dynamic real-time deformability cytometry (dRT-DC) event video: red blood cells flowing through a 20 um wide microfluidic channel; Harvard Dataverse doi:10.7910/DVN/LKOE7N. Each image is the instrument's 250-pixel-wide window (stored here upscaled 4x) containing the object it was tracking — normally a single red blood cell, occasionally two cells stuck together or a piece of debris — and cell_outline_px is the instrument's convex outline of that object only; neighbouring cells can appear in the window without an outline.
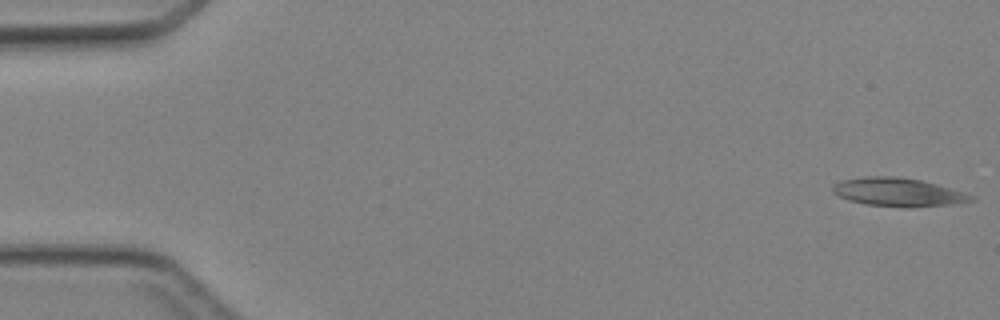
{"species": "Egyptian fruit bat (a non-hibernating species)", "species_latin": "Rousettus aegyptiacus", "temperature_condition": "cold", "stored_images_in_passage": 46, "camera_frame_rate_fps": 3000, "um_per_image_px": 0.085, "animal": {"sex": "female"}, "frame": {"image": 1, "passage_image": 1, "time_ms": 0.0, "image_size_px": [1000, 320], "cell_outline_px": [[976, 200], [952, 204], [912, 208], [904, 208], [864, 204], [848, 200], [832, 192], [832, 184], [840, 180], [868, 176], [896, 176], [920, 180], [936, 184], [964, 192], [972, 196]], "centroid_in_image_um": [76.31, 16.34], "position_along_channel_um": 8.7, "area_um2": 23.12}}
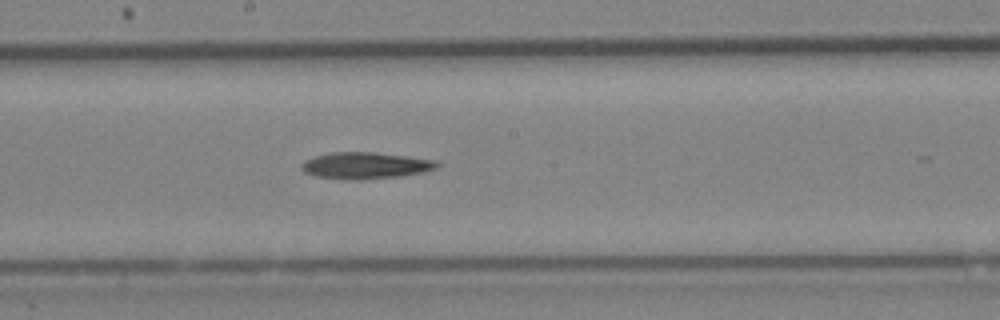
{"frame": {"image": 2, "passage_image": 25, "time_ms": 8.0, "image_size_px": [1000, 320], "cell_outline_px": [[440, 164], [436, 168], [420, 172], [396, 176], [360, 180], [344, 180], [316, 176], [304, 172], [300, 168], [300, 164], [304, 160], [312, 156], [332, 152], [372, 152], [436, 160]], "centroid_in_image_um": [30.96, 14.07], "position_along_channel_um": 217.2, "area_um2": 20.92}}
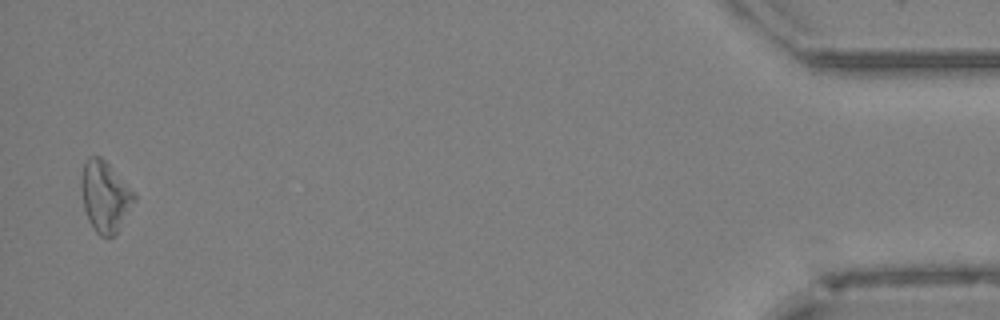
{"frame": {"image": 3, "passage_image": 45, "time_ms": 14.667, "image_size_px": [1000, 320], "cell_outline_px": [[136, 200], [116, 232], [112, 236], [100, 236], [92, 228], [88, 220], [84, 208], [80, 184], [80, 180], [84, 164], [88, 156], [100, 156], [108, 164], [136, 196]], "centroid_in_image_um": [8.89, 16.7], "position_along_channel_um": 426.3, "area_um2": 21.39}}